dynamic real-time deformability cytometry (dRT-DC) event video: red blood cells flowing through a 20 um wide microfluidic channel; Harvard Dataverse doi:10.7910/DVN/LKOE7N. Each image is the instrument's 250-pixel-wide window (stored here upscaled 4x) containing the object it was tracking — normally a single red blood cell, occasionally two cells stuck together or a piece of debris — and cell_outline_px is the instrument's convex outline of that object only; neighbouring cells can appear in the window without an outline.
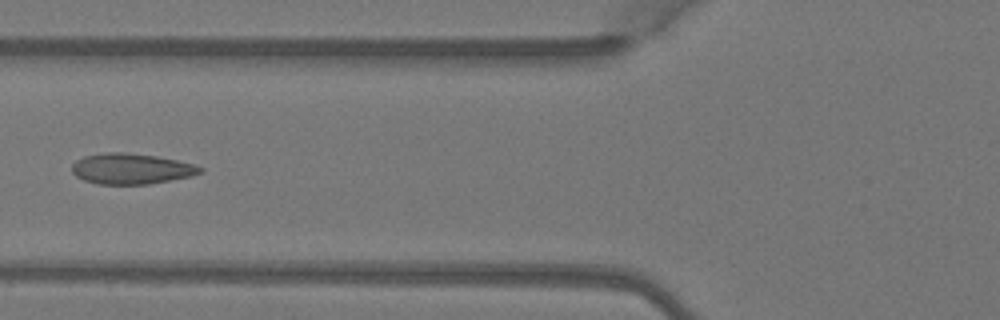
{"species": "Egyptian fruit bat (a non-hibernating species)", "species_latin": "Rousettus aegyptiacus", "temperature_condition": "warm", "stored_images_in_passage": 5, "camera_frame_rate_fps": 3000, "um_per_image_px": 0.085, "animal": {"sex": "female"}, "frame": {"image": 1, "passage_image": 5, "time_ms": 1.333, "image_size_px": [1000, 320], "cell_outline_px": [[204, 172], [192, 176], [148, 184], [100, 184], [84, 180], [76, 176], [72, 172], [72, 164], [76, 160], [84, 156], [104, 152], [128, 152], [156, 156], [196, 164], [204, 168]], "centroid_in_image_um": [11.18, 14.33], "position_along_channel_um": 114.6, "area_um2": 23.06}}